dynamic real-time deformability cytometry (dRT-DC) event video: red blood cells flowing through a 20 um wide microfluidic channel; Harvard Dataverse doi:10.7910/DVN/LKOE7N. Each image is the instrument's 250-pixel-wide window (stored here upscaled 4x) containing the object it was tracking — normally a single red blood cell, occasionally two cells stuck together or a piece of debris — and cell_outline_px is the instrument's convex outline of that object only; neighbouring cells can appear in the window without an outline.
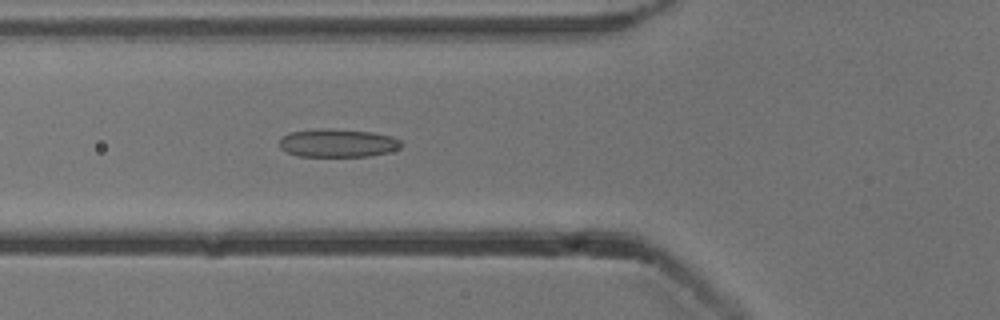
{"species": "common noctule bat (a hibernating species)", "species_latin": "Nyctalus noctula", "temperature_condition": "cold", "stored_images_in_passage": 29, "camera_frame_rate_fps": 3000, "um_per_image_px": 0.085, "animal": {"sex": "male", "body_mass_g": 13.3}, "frame": {"image": 1, "passage_image": 7, "time_ms": 2.0, "image_size_px": [1000, 320], "cell_outline_px": [[404, 144], [400, 148], [388, 152], [368, 156], [300, 156], [288, 152], [280, 148], [280, 140], [284, 136], [292, 132], [324, 128], [332, 128], [372, 132], [392, 136], [400, 140]], "centroid_in_image_um": [28.76, 12.15], "position_along_channel_um": 97.0, "area_um2": 19.94}}
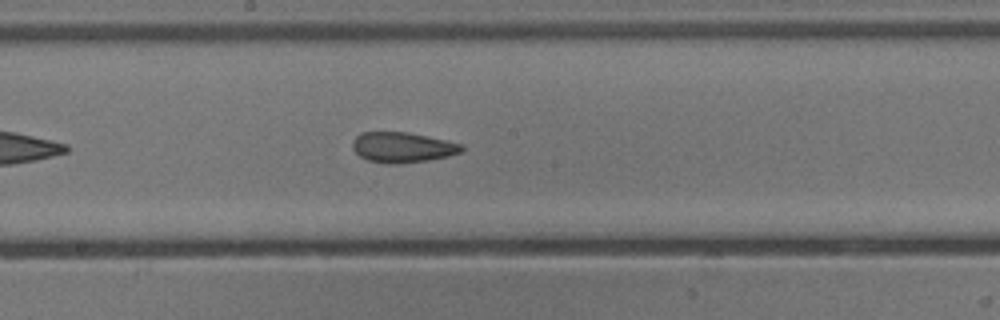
{"frame": {"image": 2, "passage_image": 16, "time_ms": 5.0, "image_size_px": [1000, 320], "cell_outline_px": [[464, 148], [460, 152], [448, 156], [428, 160], [396, 164], [388, 164], [368, 160], [360, 156], [352, 148], [352, 140], [360, 132], [408, 132], [428, 136], [464, 144]], "centroid_in_image_um": [34.2, 12.51], "position_along_channel_um": 214.0, "area_um2": 19.36}}
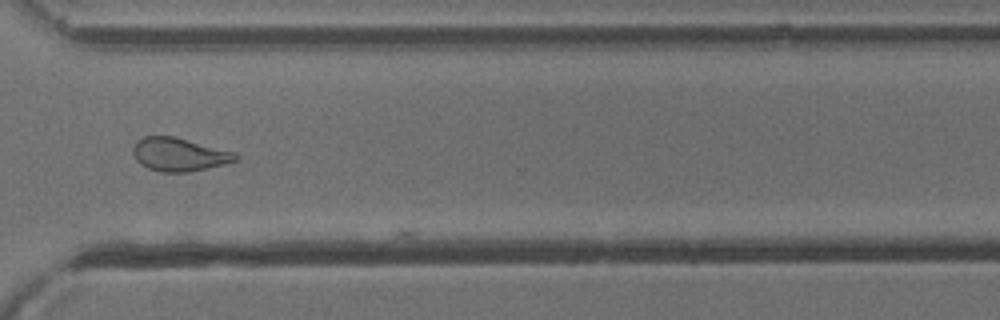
{"frame": {"image": 3, "passage_image": 27, "time_ms": 8.667, "image_size_px": [1000, 320], "cell_outline_px": [[240, 156], [236, 160], [224, 164], [208, 168], [188, 172], [160, 172], [148, 168], [140, 164], [136, 160], [132, 152], [132, 148], [136, 140], [144, 136], [172, 136], [236, 152]], "centroid_in_image_um": [15.21, 13.13], "position_along_channel_um": 355.4, "area_um2": 20.0}}